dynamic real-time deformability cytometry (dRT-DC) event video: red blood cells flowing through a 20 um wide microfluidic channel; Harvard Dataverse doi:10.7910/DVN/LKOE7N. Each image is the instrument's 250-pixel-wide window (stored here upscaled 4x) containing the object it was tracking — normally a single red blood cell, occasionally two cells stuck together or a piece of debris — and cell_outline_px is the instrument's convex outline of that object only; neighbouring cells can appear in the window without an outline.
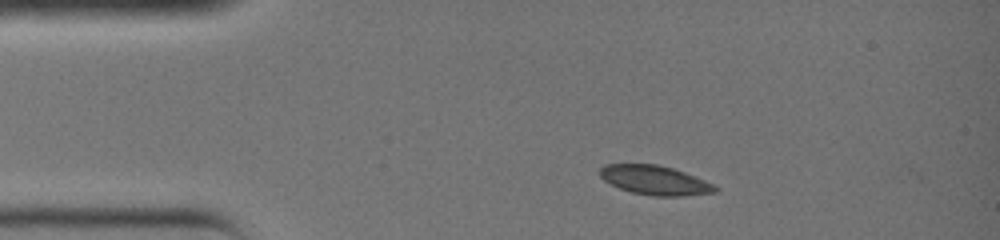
{"species": "common noctule bat (a hibernating species)", "species_latin": "Nyctalus noctula", "temperature_condition": "warm", "stored_images_in_passage": 3, "camera_frame_rate_fps": 3000, "um_per_image_px": 0.085, "animal": {"sex": "female", "body_mass_g": 19.0, "forearm_length_mm": 51.5}, "frame": {"image": 1, "passage_image": 1, "time_ms": 0.0, "image_size_px": [1000, 240], "cell_outline_px": [[720, 188], [716, 192], [684, 196], [652, 196], [632, 192], [620, 188], [604, 180], [600, 176], [600, 168], [604, 164], [660, 164], [684, 172], [704, 180]], "centroid_in_image_um": [55.67, 15.32], "position_along_channel_um": 29.3, "area_um2": 19.59}}